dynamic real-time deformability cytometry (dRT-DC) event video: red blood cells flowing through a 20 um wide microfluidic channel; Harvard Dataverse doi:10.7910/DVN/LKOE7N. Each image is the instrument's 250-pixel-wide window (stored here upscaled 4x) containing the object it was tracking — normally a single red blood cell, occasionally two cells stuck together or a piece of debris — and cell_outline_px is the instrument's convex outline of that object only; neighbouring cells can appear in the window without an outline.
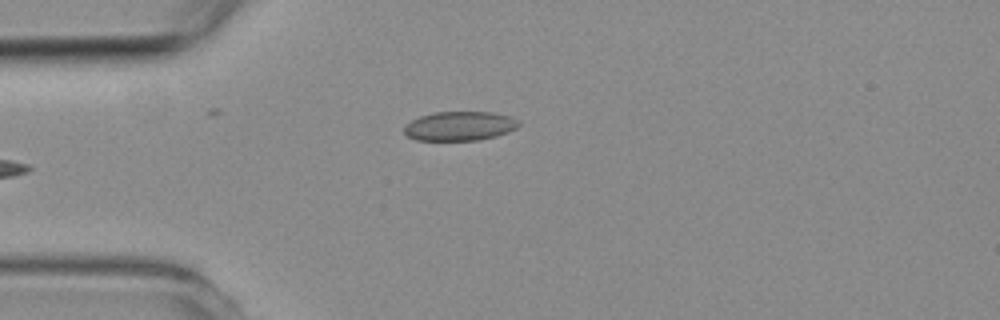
{"species": "common noctule bat (a hibernating species)", "species_latin": "Nyctalus noctula", "temperature_condition": "room temperature", "stored_images_in_passage": 4, "camera_frame_rate_fps": 3000, "um_per_image_px": 0.085, "animal": {"sex": "female", "body_mass_g": 19.3, "forearm_length_mm": 54.1}, "frame": {"image": 1, "passage_image": 4, "time_ms": 3.333, "image_size_px": [1000, 320], "cell_outline_px": [[520, 124], [516, 128], [508, 132], [496, 136], [476, 140], [416, 140], [408, 136], [404, 132], [404, 128], [412, 120], [420, 116], [436, 112], [492, 112], [512, 116], [520, 120]], "centroid_in_image_um": [39.12, 10.71], "position_along_channel_um": 45.9, "area_um2": 19.48}}